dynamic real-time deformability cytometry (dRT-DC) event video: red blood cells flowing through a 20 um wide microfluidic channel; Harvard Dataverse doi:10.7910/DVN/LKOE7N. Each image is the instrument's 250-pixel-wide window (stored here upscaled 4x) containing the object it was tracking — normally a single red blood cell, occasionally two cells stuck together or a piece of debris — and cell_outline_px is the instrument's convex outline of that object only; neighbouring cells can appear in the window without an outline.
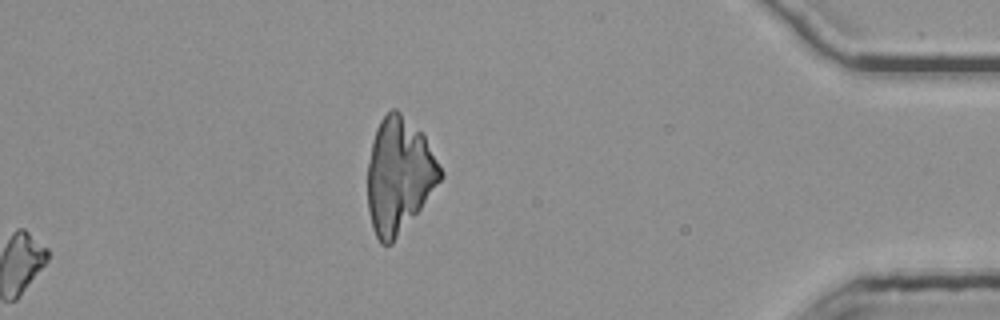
{"species": "common noctule bat (a hibernating species)", "species_latin": "Nyctalus noctula", "temperature_condition": "room temperature", "stored_images_in_passage": 55, "segment_of_instrument_passage": [2, 2], "camera_frame_rate_fps": 3000, "um_per_image_px": 0.085, "animal": {"sex": "female", "body_mass_g": 25.1}, "frame": {"image": 1, "passage_image": 55, "time_ms": 18.0, "image_size_px": [1000, 320], "cell_outline_px": [[444, 176], [420, 208], [392, 244], [380, 244], [372, 228], [368, 212], [368, 164], [372, 140], [376, 128], [380, 120], [392, 108], [396, 108], [424, 136], [444, 172]], "centroid_in_image_um": [33.9, 14.92], "position_along_channel_um": 401.3, "area_um2": 48.38}}